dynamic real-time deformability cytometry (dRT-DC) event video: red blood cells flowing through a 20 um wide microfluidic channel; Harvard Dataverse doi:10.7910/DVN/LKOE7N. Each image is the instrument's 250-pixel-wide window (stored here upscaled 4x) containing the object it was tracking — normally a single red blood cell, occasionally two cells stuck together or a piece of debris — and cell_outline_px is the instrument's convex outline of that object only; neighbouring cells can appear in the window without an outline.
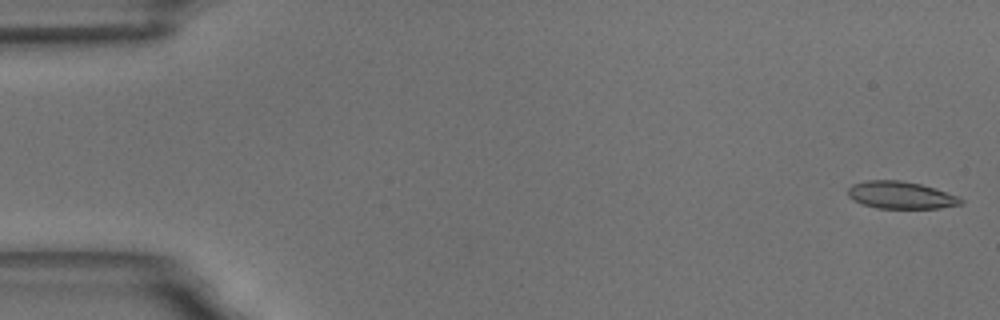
{"species": "common noctule bat (a hibernating species)", "species_latin": "Nyctalus noctula", "temperature_condition": "room temperature", "stored_images_in_passage": 57, "camera_frame_rate_fps": 3000, "um_per_image_px": 0.085, "animal": {"sex": "male", "body_mass_g": 18.8}, "frame": {"image": 1, "passage_image": 1, "time_ms": 0.0, "image_size_px": [1000, 320], "cell_outline_px": [[964, 200], [960, 204], [940, 208], [876, 208], [852, 200], [848, 196], [848, 188], [852, 184], [868, 180], [900, 180], [920, 184], [936, 188], [960, 196]], "centroid_in_image_um": [76.58, 16.58], "position_along_channel_um": 8.4, "area_um2": 18.03}}
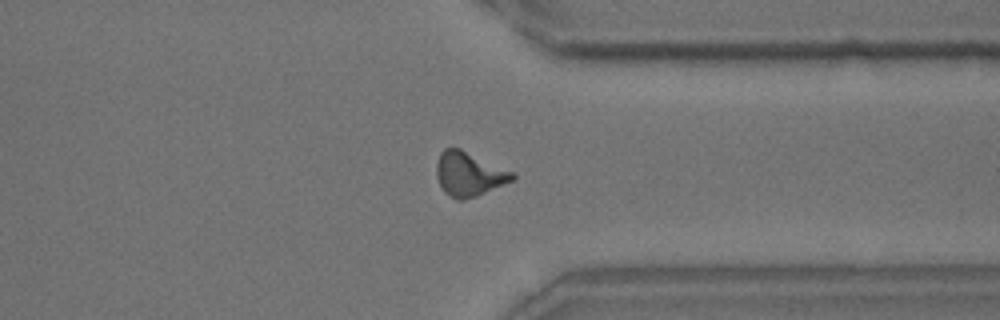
{"frame": {"image": 2, "passage_image": 44, "time_ms": 14.333, "image_size_px": [1000, 320], "cell_outline_px": [[516, 176], [512, 180], [476, 196], [464, 200], [456, 200], [444, 192], [436, 176], [436, 164], [440, 152], [444, 148], [460, 148], [516, 172]], "centroid_in_image_um": [39.86, 14.78], "position_along_channel_um": 371.5, "area_um2": 19.65}}
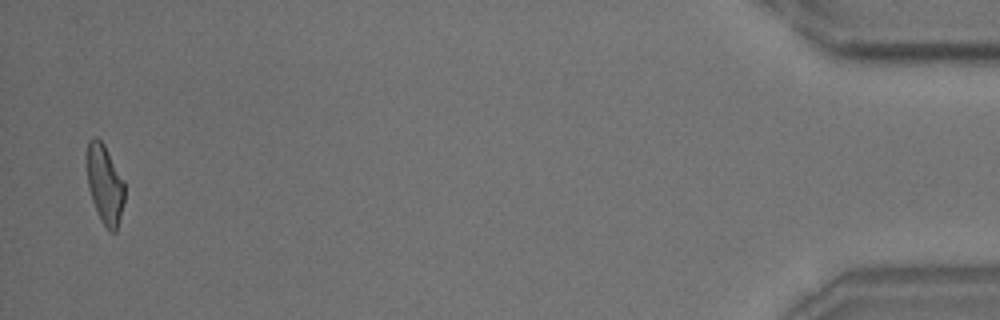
{"frame": {"image": 3, "passage_image": 56, "time_ms": 18.333, "image_size_px": [1000, 320], "cell_outline_px": [[124, 200], [116, 232], [112, 232], [104, 224], [92, 200], [88, 188], [88, 140], [92, 136], [96, 136], [104, 144], [124, 180]], "centroid_in_image_um": [8.92, 15.62], "position_along_channel_um": 426.3, "area_um2": 16.94}, "authors_computed_cell_mechanics": {"area_um2": 18.2648, "velocity_mm_per_s": 3.5235, "shape_relaxation_time_tau1_ms": 3.8618, "shape_relaxation_time_tau2_ms": 2.1969, "deformation_change_tau1": 0.1434, "deformation_change_tau2": 0.0948}}